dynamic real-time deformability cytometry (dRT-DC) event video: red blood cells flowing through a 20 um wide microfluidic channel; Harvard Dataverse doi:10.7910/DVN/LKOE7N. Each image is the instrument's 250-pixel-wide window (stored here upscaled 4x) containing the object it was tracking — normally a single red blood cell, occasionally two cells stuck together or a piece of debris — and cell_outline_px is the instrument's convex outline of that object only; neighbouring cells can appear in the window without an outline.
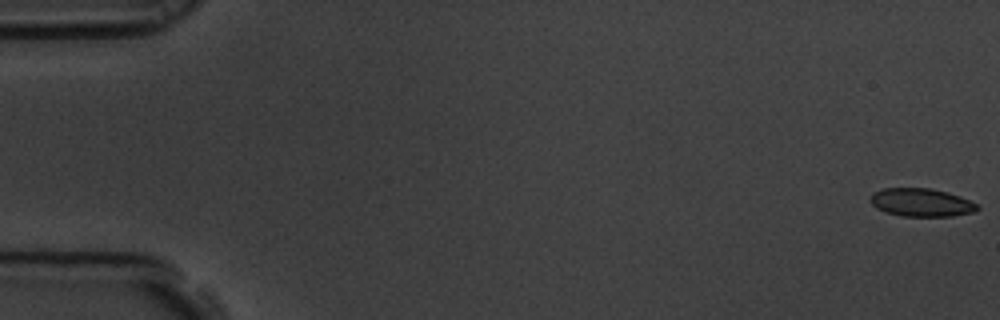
{"species": "common noctule bat (a hibernating species)", "species_latin": "Nyctalus noctula", "temperature_condition": "room temperature", "stored_images_in_passage": 60, "camera_frame_rate_fps": 3000, "um_per_image_px": 0.085, "animal": {"sex": "male", "body_mass_g": 19.5, "forearm_length_mm": 54.6}, "frame": {"image": 1, "passage_image": 1, "time_ms": 0.0, "image_size_px": [1000, 320], "cell_outline_px": [[980, 208], [972, 212], [952, 216], [900, 216], [876, 208], [868, 200], [872, 192], [884, 188], [928, 188], [948, 192], [960, 196], [976, 204]], "centroid_in_image_um": [78.27, 17.2], "position_along_channel_um": 6.7, "area_um2": 17.51}}
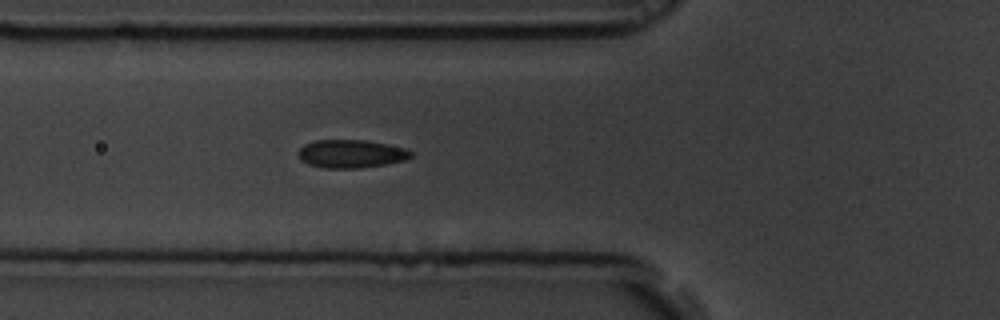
{"frame": {"image": 2, "passage_image": 22, "time_ms": 7.0, "image_size_px": [1000, 320], "cell_outline_px": [[412, 156], [404, 160], [384, 164], [360, 168], [324, 168], [308, 164], [300, 160], [296, 152], [304, 144], [312, 140], [364, 140], [404, 148], [412, 152]], "centroid_in_image_um": [29.76, 13.07], "position_along_channel_um": 96.0, "area_um2": 18.44}}
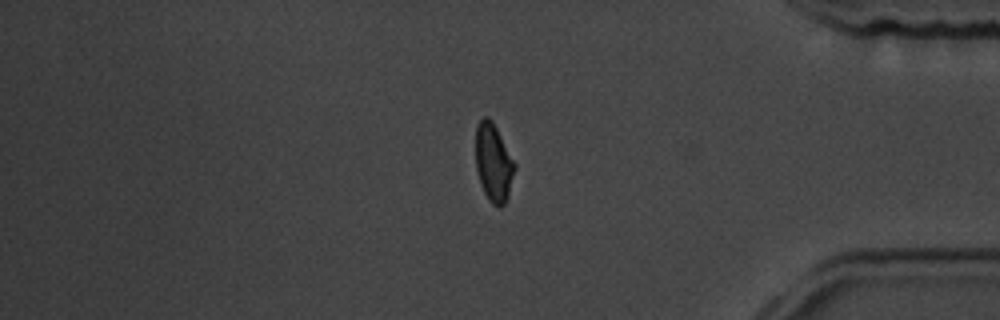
{"frame": {"image": 3, "passage_image": 50, "time_ms": 16.333, "image_size_px": [1000, 320], "cell_outline_px": [[516, 168], [508, 196], [504, 204], [500, 208], [492, 204], [488, 200], [480, 184], [476, 168], [476, 124], [484, 116], [488, 116], [492, 120], [516, 164]], "centroid_in_image_um": [41.95, 13.83], "position_along_channel_um": 393.3, "area_um2": 17.86}, "authors_computed_cell_mechanics": {"area_um2": 18.4382, "velocity_mm_per_s": 3.4593, "shape_relaxation_time_tau1_ms": null, "shape_relaxation_time_tau2_ms": 0.9232, "deformation_change_tau1": null, "deformation_change_tau2": 0.0603}}